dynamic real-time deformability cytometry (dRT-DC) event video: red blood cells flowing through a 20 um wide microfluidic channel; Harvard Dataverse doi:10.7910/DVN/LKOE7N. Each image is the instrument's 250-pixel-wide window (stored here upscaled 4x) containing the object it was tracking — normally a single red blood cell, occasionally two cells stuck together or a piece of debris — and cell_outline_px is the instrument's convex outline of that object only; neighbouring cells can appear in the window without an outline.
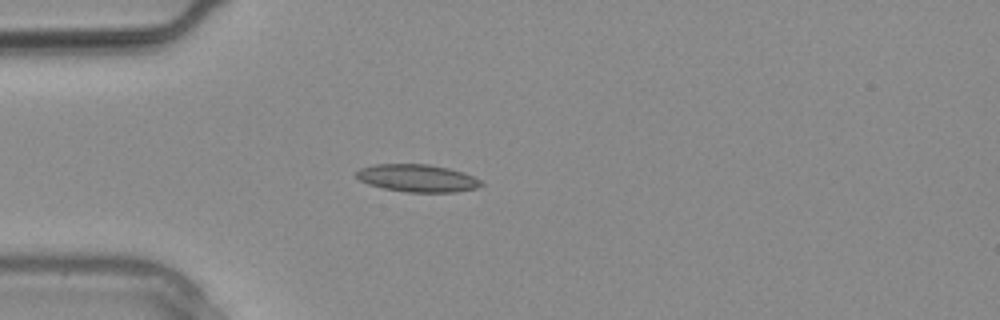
{"species": "common noctule bat (a hibernating species)", "species_latin": "Nyctalus noctula", "temperature_condition": "warm", "stored_images_in_passage": 1, "camera_frame_rate_fps": 3000, "um_per_image_px": 0.085, "animal": {"sex": "male", "body_mass_g": 20.4}, "frame": {"image": 1, "passage_image": 1, "time_ms": 0.0, "image_size_px": [1000, 320], "cell_outline_px": [[484, 184], [476, 188], [456, 192], [408, 192], [384, 188], [368, 184], [360, 180], [356, 176], [356, 172], [360, 168], [376, 164], [428, 164], [448, 168], [464, 172], [480, 180]], "centroid_in_image_um": [35.48, 15.14], "position_along_channel_um": 49.5, "area_um2": 19.94}}